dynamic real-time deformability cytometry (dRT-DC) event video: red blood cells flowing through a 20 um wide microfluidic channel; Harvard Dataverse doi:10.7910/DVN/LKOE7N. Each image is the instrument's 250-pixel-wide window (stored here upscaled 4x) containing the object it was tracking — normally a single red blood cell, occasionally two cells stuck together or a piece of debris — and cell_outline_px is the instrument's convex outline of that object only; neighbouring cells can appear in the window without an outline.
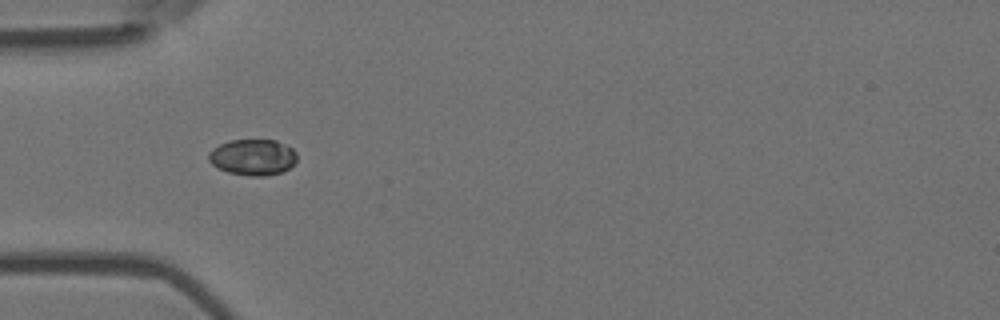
{"species": "Egyptian fruit bat (a non-hibernating species)", "species_latin": "Rousettus aegyptiacus", "temperature_condition": "room temperature", "stored_images_in_passage": 5, "camera_frame_rate_fps": 3000, "um_per_image_px": 0.085, "animal": {"sex": "female"}, "frame": {"image": 1, "passage_image": 5, "time_ms": 1.333, "image_size_px": [1000, 320], "cell_outline_px": [[296, 160], [288, 168], [280, 172], [264, 176], [252, 176], [228, 172], [212, 164], [208, 160], [208, 152], [212, 148], [228, 140], [276, 140], [292, 148], [296, 152]], "centroid_in_image_um": [21.46, 13.35], "position_along_channel_um": 63.5, "area_um2": 18.44}}